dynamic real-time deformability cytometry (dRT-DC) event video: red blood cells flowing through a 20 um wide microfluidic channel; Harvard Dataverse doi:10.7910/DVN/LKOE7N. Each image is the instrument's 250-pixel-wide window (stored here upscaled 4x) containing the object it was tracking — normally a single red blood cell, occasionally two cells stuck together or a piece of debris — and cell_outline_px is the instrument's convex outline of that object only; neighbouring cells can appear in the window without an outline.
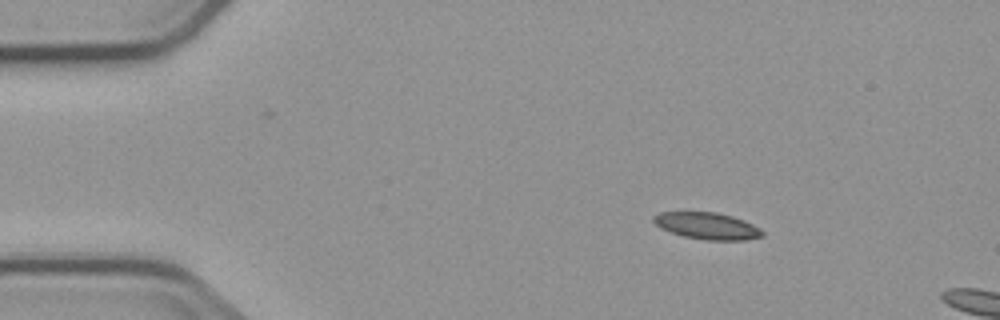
{"species": "common noctule bat (a hibernating species)", "species_latin": "Nyctalus noctula", "temperature_condition": "cold", "stored_images_in_passage": 4, "segment_of_instrument_passage": [1, 2], "camera_frame_rate_fps": 3000, "um_per_image_px": 0.085, "animal": {"sex": "male", "body_mass_g": 23.1, "forearm_length_mm": 52.7}, "frame": {"image": 1, "passage_image": 1, "time_ms": 0.0, "image_size_px": [1000, 320], "cell_outline_px": [[764, 236], [744, 240], [708, 240], [684, 236], [660, 228], [652, 220], [652, 216], [660, 212], [716, 212], [732, 216], [744, 220], [760, 228], [764, 232]], "centroid_in_image_um": [60.12, 19.19], "position_along_channel_um": 24.9, "area_um2": 16.94}}
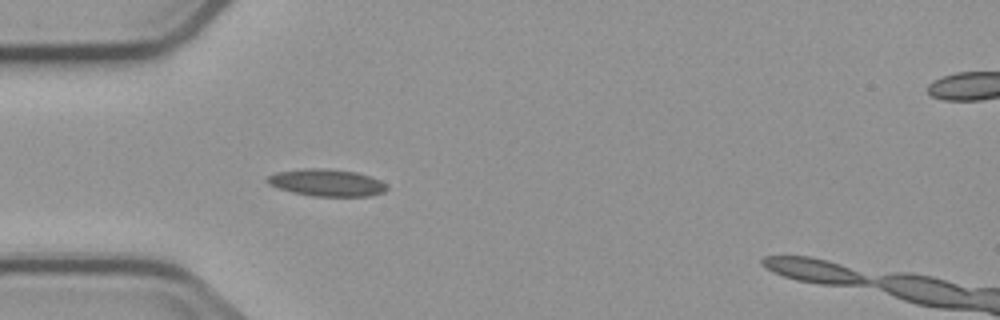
{"frame": {"image": 2, "passage_image": 3, "time_ms": 2.667, "image_size_px": [1000, 320], "cell_outline_px": [[388, 188], [384, 192], [372, 196], [312, 196], [292, 192], [268, 184], [268, 176], [276, 172], [312, 168], [356, 172], [380, 180]], "centroid_in_image_um": [27.79, 15.54], "position_along_channel_um": 57.2, "area_um2": 18.44}}